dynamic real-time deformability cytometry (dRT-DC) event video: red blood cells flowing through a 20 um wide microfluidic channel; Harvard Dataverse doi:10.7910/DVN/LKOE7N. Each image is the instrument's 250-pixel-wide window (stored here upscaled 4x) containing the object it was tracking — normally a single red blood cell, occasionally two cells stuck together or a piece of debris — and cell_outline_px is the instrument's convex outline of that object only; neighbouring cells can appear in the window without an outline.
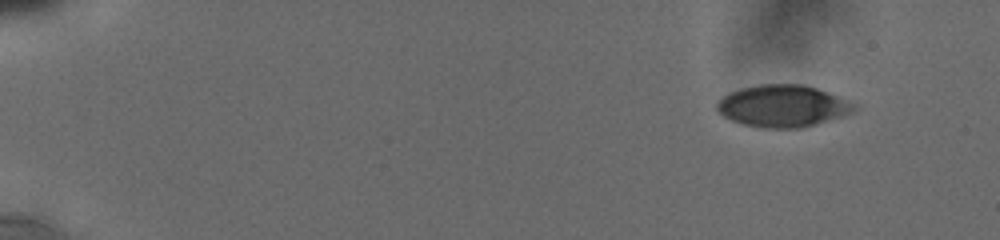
{"species": "human", "species_latin": "Homo sapiens", "temperature_condition": "cold", "stored_images_in_passage": 20, "camera_frame_rate_fps": 3000, "um_per_image_px": 0.085, "donor": {"sex": "male"}, "frame": {"image": 1, "passage_image": 1, "time_ms": 0.0, "image_size_px": [1000, 240], "cell_outline_px": [[860, 108], [856, 112], [848, 116], [804, 128], [764, 128], [740, 124], [724, 116], [716, 108], [716, 104], [728, 92], [740, 88], [760, 84], [804, 84], [816, 88], [860, 104]], "centroid_in_image_um": [66.64, 9.02], "position_along_channel_um": 18.4, "area_um2": 34.33}}
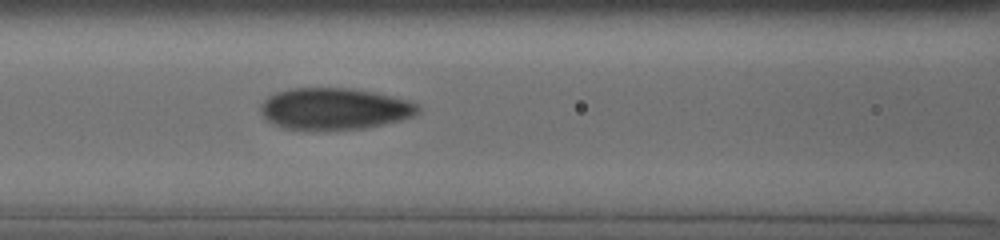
{"frame": {"image": 2, "passage_image": 14, "time_ms": 7.0, "image_size_px": [1000, 240], "cell_outline_px": [[420, 112], [412, 116], [400, 120], [368, 128], [316, 132], [312, 132], [284, 128], [268, 120], [264, 116], [260, 108], [264, 100], [268, 96], [276, 92], [292, 88], [348, 88], [372, 92], [408, 100], [420, 104]], "centroid_in_image_um": [28.43, 9.28], "position_along_channel_um": 138.2, "area_um2": 38.73}}
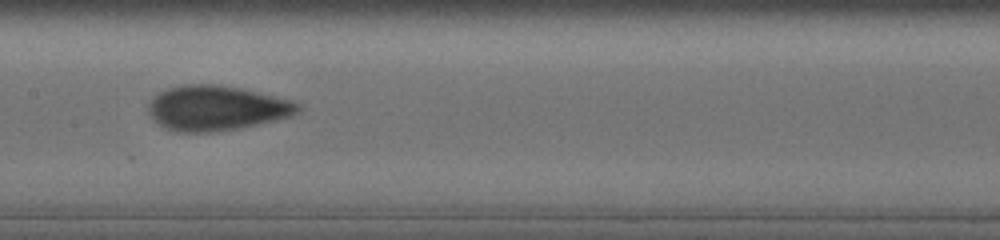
{"frame": {"image": 3, "passage_image": 19, "time_ms": 8.333, "image_size_px": [1000, 240], "cell_outline_px": [[300, 112], [276, 120], [240, 128], [208, 132], [176, 132], [164, 128], [148, 116], [148, 104], [160, 92], [168, 88], [184, 84], [220, 84], [240, 88], [292, 100], [300, 104]], "centroid_in_image_um": [18.38, 9.19], "position_along_channel_um": 189.0, "area_um2": 39.19}}